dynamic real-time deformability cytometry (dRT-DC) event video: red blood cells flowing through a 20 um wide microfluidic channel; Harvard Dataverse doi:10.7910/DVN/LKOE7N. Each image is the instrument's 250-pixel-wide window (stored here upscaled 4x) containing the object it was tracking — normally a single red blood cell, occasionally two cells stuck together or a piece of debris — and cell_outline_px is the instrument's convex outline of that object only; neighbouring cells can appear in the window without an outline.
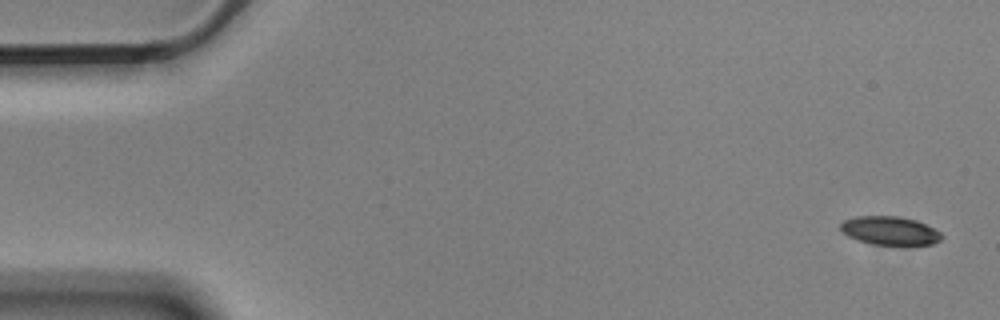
{"species": "Egyptian fruit bat (a non-hibernating species)", "species_latin": "Rousettus aegyptiacus", "temperature_condition": "cold", "stored_images_in_passage": 5, "camera_frame_rate_fps": 3000, "um_per_image_px": 0.085, "animal": {"sex": "male"}, "frame": {"image": 1, "passage_image": 1, "time_ms": 0.0, "image_size_px": [1000, 320], "cell_outline_px": [[944, 236], [940, 240], [932, 244], [872, 244], [856, 240], [848, 236], [840, 228], [840, 224], [844, 220], [856, 216], [900, 216], [916, 220], [940, 232]], "centroid_in_image_um": [75.62, 19.59], "position_along_channel_um": 9.4, "area_um2": 16.65}}
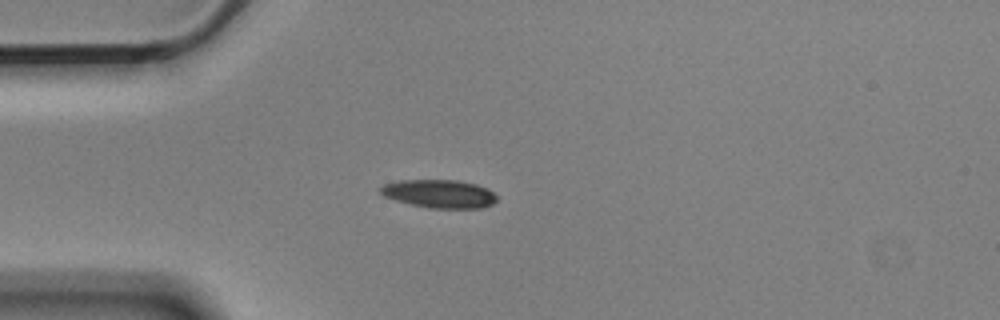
{"frame": {"image": 2, "passage_image": 5, "time_ms": 1.333, "image_size_px": [1000, 320], "cell_outline_px": [[496, 200], [492, 204], [480, 208], [428, 208], [396, 200], [384, 196], [380, 192], [380, 188], [384, 184], [400, 180], [456, 180], [476, 184], [488, 188], [496, 196]], "centroid_in_image_um": [37.35, 16.47], "position_along_channel_um": 47.7, "area_um2": 19.02}}